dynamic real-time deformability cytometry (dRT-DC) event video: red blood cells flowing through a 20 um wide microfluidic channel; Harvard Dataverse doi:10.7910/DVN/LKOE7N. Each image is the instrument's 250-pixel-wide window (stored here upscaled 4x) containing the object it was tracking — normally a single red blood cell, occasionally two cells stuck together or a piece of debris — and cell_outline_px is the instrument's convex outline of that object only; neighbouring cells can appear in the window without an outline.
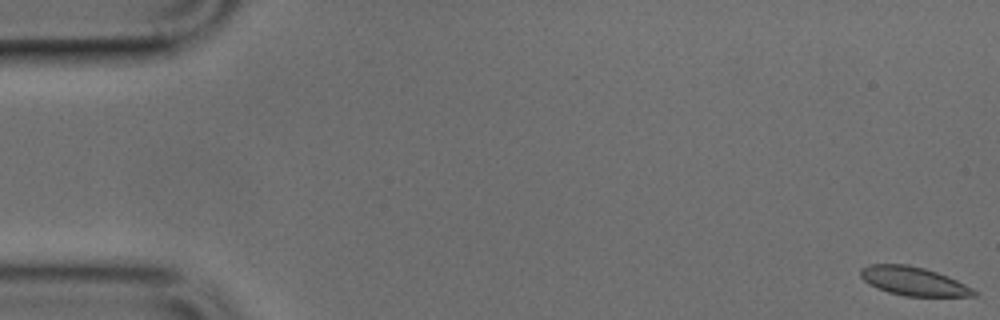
{"species": "common noctule bat (a hibernating species)", "species_latin": "Nyctalus noctula", "temperature_condition": "cold", "stored_images_in_passage": 51, "camera_frame_rate_fps": 3000, "um_per_image_px": 0.085, "animal": {"sex": "male", "body_mass_g": 17.9, "forearm_length_mm": 54.2}, "frame": {"image": 1, "passage_image": 1, "time_ms": 0.0, "image_size_px": [1000, 320], "cell_outline_px": [[976, 296], [904, 296], [888, 292], [876, 288], [868, 284], [860, 276], [860, 268], [868, 264], [908, 264], [924, 268], [948, 276], [972, 288], [976, 292]], "centroid_in_image_um": [77.59, 23.89], "position_along_channel_um": 7.4, "area_um2": 18.96}}
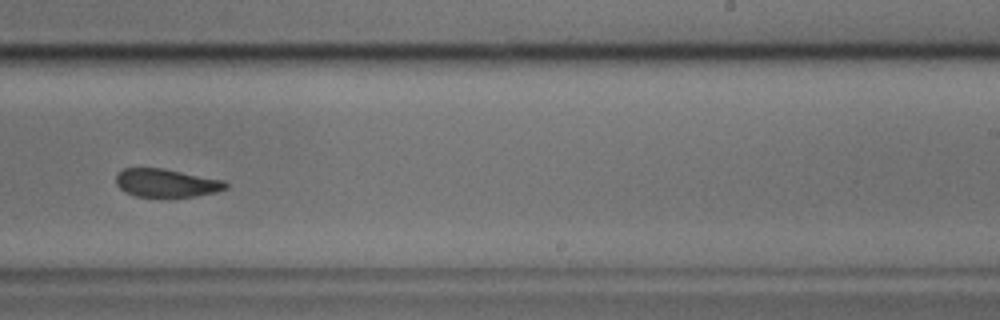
{"frame": {"image": 2, "passage_image": 31, "time_ms": 10.0, "image_size_px": [1000, 320], "cell_outline_px": [[228, 188], [216, 192], [196, 196], [136, 196], [124, 192], [116, 184], [116, 172], [124, 168], [164, 168], [224, 180], [228, 184]], "centroid_in_image_um": [14.13, 15.54], "position_along_channel_um": 274.9, "area_um2": 18.09}}
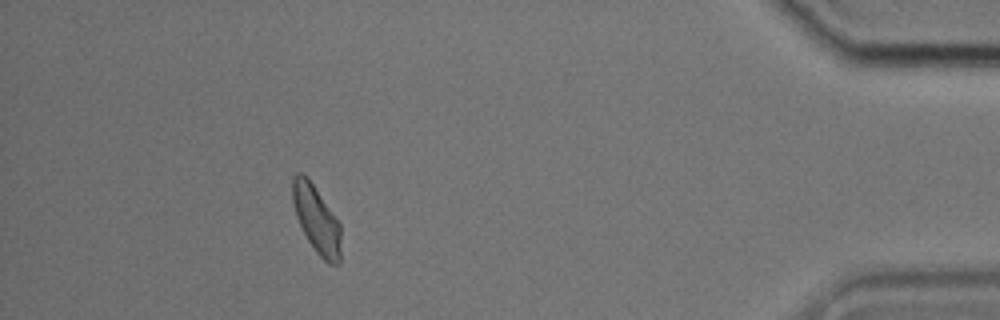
{"frame": {"image": 3, "passage_image": 45, "time_ms": 14.667, "image_size_px": [1000, 320], "cell_outline_px": [[340, 260], [336, 264], [328, 264], [316, 252], [308, 240], [296, 216], [292, 200], [292, 176], [296, 172], [304, 172], [308, 176], [340, 224]], "centroid_in_image_um": [26.87, 18.59], "position_along_channel_um": 408.3, "area_um2": 18.96}}